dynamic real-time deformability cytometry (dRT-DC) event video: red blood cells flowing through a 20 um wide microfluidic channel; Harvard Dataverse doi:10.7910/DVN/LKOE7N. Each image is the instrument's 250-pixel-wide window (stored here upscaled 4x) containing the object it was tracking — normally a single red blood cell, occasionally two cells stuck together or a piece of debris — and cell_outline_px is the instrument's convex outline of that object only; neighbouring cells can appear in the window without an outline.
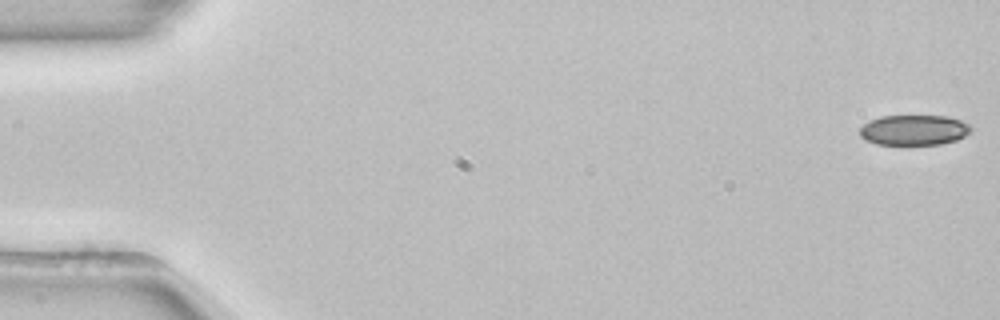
{"species": "common noctule bat (a hibernating species)", "species_latin": "Nyctalus noctula", "temperature_condition": "room temperature", "stored_images_in_passage": 54, "camera_frame_rate_fps": 3000, "um_per_image_px": 0.085, "animal": {"sex": "female", "body_mass_g": 22.7, "forearm_length_mm": 54.2}, "frame": {"image": 1, "passage_image": 1, "time_ms": 0.0, "image_size_px": [1000, 320], "cell_outline_px": [[972, 132], [956, 140], [940, 144], [876, 144], [864, 140], [860, 136], [860, 128], [864, 124], [880, 116], [948, 116], [960, 120], [968, 124], [972, 128]], "centroid_in_image_um": [77.69, 11.05], "position_along_channel_um": 7.3, "area_um2": 19.59}}
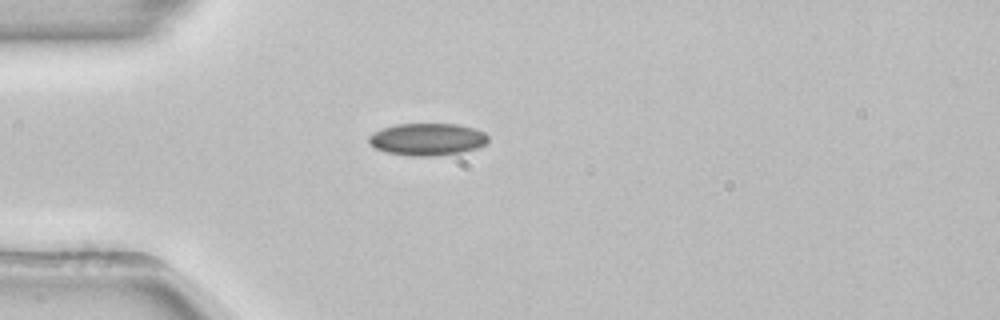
{"frame": {"image": 2, "passage_image": 15, "time_ms": 4.667, "image_size_px": [1000, 320], "cell_outline_px": [[488, 140], [484, 144], [476, 148], [460, 152], [432, 156], [412, 156], [384, 152], [376, 148], [368, 140], [368, 136], [372, 132], [396, 124], [456, 124], [476, 128], [484, 132], [488, 136]], "centroid_in_image_um": [36.31, 11.83], "position_along_channel_um": 48.7, "area_um2": 22.31}}
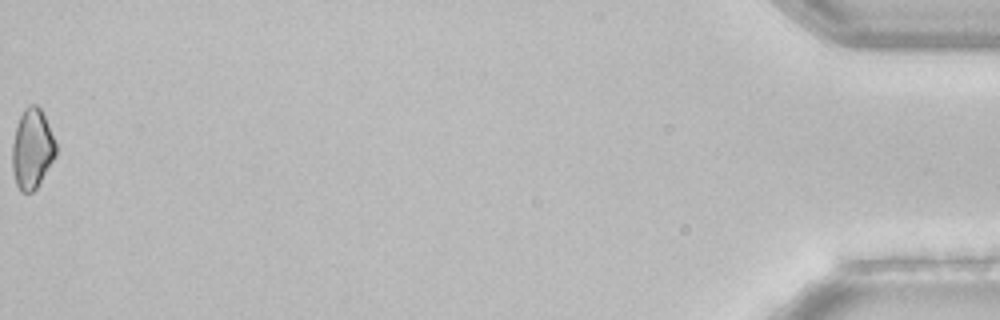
{"frame": {"image": 3, "passage_image": 54, "time_ms": 17.667, "image_size_px": [1000, 320], "cell_outline_px": [[56, 156], [36, 188], [32, 192], [20, 192], [16, 184], [12, 172], [12, 144], [16, 124], [24, 108], [28, 104], [36, 104], [40, 108], [48, 124], [56, 144]], "centroid_in_image_um": [2.71, 12.65], "position_along_channel_um": 432.5, "area_um2": 20.4}}